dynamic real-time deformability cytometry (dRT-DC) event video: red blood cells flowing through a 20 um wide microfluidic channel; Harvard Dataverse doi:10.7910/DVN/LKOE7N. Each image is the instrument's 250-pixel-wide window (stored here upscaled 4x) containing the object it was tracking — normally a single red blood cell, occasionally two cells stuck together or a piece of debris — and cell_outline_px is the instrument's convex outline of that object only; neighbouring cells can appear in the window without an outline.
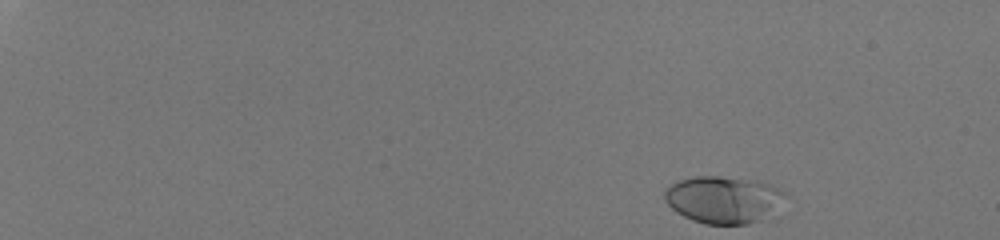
{"species": "human", "species_latin": "Homo sapiens", "temperature_condition": "room temperature", "stored_images_in_passage": 42, "camera_frame_rate_fps": 3000, "um_per_image_px": 0.085, "donor": {"sex": "male"}, "frame": {"image": 1, "passage_image": 1, "time_ms": 0.0, "image_size_px": [1000, 240], "cell_outline_px": [[788, 196], [768, 216], [760, 220], [748, 224], [704, 224], [692, 220], [676, 212], [664, 200], [664, 192], [676, 180], [696, 176], [720, 176], [760, 180], [772, 184], [788, 192]], "centroid_in_image_um": [61.53, 16.95], "position_along_channel_um": 23.5, "area_um2": 33.58}}
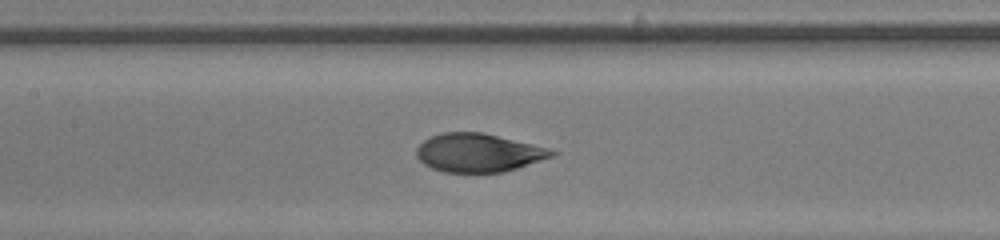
{"frame": {"image": 2, "passage_image": 24, "time_ms": 7.667, "image_size_px": [1000, 240], "cell_outline_px": [[560, 152], [552, 156], [504, 172], [444, 172], [432, 168], [424, 164], [416, 156], [416, 148], [424, 140], [440, 132], [484, 132], [548, 148]], "centroid_in_image_um": [40.64, 12.97], "position_along_channel_um": 166.8, "area_um2": 30.17}}
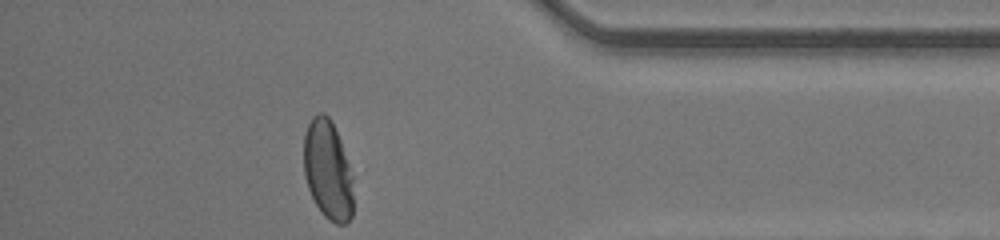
{"frame": {"image": 3, "passage_image": 42, "time_ms": 13.667, "image_size_px": [1000, 240], "cell_outline_px": [[352, 216], [344, 224], [336, 224], [328, 220], [324, 216], [316, 204], [308, 188], [304, 172], [304, 136], [308, 124], [312, 116], [320, 112], [324, 112], [332, 120], [340, 140], [352, 176]], "centroid_in_image_um": [27.85, 14.44], "position_along_channel_um": 407.4, "area_um2": 28.5}, "authors_computed_cell_mechanics": {"area_um2": 31.3276, "velocity_mm_per_s": 4.268, "shape_relaxation_time_tau1_ms": 4.1527, "shape_relaxation_time_tau2_ms": null, "deformation_change_tau1": 0.2001, "deformation_change_tau2": null}}